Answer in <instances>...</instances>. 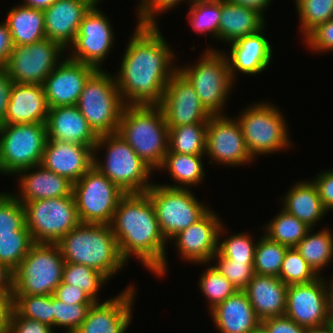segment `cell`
Instances as JSON below:
<instances>
[{
	"mask_svg": "<svg viewBox=\"0 0 333 333\" xmlns=\"http://www.w3.org/2000/svg\"><path fill=\"white\" fill-rule=\"evenodd\" d=\"M210 312L220 333H251L261 324L243 290H238Z\"/></svg>",
	"mask_w": 333,
	"mask_h": 333,
	"instance_id": "f1b7e54d",
	"label": "cell"
},
{
	"mask_svg": "<svg viewBox=\"0 0 333 333\" xmlns=\"http://www.w3.org/2000/svg\"><path fill=\"white\" fill-rule=\"evenodd\" d=\"M41 165L74 184L93 166V149L79 143L48 139Z\"/></svg>",
	"mask_w": 333,
	"mask_h": 333,
	"instance_id": "7402d4cb",
	"label": "cell"
},
{
	"mask_svg": "<svg viewBox=\"0 0 333 333\" xmlns=\"http://www.w3.org/2000/svg\"><path fill=\"white\" fill-rule=\"evenodd\" d=\"M48 112L43 85L13 83L4 124L46 123Z\"/></svg>",
	"mask_w": 333,
	"mask_h": 333,
	"instance_id": "4316f807",
	"label": "cell"
},
{
	"mask_svg": "<svg viewBox=\"0 0 333 333\" xmlns=\"http://www.w3.org/2000/svg\"><path fill=\"white\" fill-rule=\"evenodd\" d=\"M101 1L96 2L83 17L74 43L69 47L72 55H68L70 59L97 70L103 69L101 64L108 57L115 39L109 17L97 6Z\"/></svg>",
	"mask_w": 333,
	"mask_h": 333,
	"instance_id": "9a60e30c",
	"label": "cell"
},
{
	"mask_svg": "<svg viewBox=\"0 0 333 333\" xmlns=\"http://www.w3.org/2000/svg\"><path fill=\"white\" fill-rule=\"evenodd\" d=\"M0 291L14 292V272L3 263H0Z\"/></svg>",
	"mask_w": 333,
	"mask_h": 333,
	"instance_id": "91938a15",
	"label": "cell"
},
{
	"mask_svg": "<svg viewBox=\"0 0 333 333\" xmlns=\"http://www.w3.org/2000/svg\"><path fill=\"white\" fill-rule=\"evenodd\" d=\"M294 184L282 200V209L313 228L327 214L317 187L310 180L299 181Z\"/></svg>",
	"mask_w": 333,
	"mask_h": 333,
	"instance_id": "4dcf8cb0",
	"label": "cell"
},
{
	"mask_svg": "<svg viewBox=\"0 0 333 333\" xmlns=\"http://www.w3.org/2000/svg\"><path fill=\"white\" fill-rule=\"evenodd\" d=\"M225 1L232 4H238L247 8H251L253 10L258 11L264 16L265 15L264 10L266 11V9L271 4L272 0H225Z\"/></svg>",
	"mask_w": 333,
	"mask_h": 333,
	"instance_id": "94428289",
	"label": "cell"
},
{
	"mask_svg": "<svg viewBox=\"0 0 333 333\" xmlns=\"http://www.w3.org/2000/svg\"><path fill=\"white\" fill-rule=\"evenodd\" d=\"M13 293L0 291V333L9 332V321L14 302Z\"/></svg>",
	"mask_w": 333,
	"mask_h": 333,
	"instance_id": "6f0895ef",
	"label": "cell"
},
{
	"mask_svg": "<svg viewBox=\"0 0 333 333\" xmlns=\"http://www.w3.org/2000/svg\"><path fill=\"white\" fill-rule=\"evenodd\" d=\"M185 0H140L137 7V23L142 26H157V14L173 9ZM187 1V0H186ZM193 0H188V2ZM139 9V10H138ZM163 12V13H162Z\"/></svg>",
	"mask_w": 333,
	"mask_h": 333,
	"instance_id": "681fc988",
	"label": "cell"
},
{
	"mask_svg": "<svg viewBox=\"0 0 333 333\" xmlns=\"http://www.w3.org/2000/svg\"><path fill=\"white\" fill-rule=\"evenodd\" d=\"M326 282L319 276L308 283L288 285L284 315L304 328L328 324Z\"/></svg>",
	"mask_w": 333,
	"mask_h": 333,
	"instance_id": "d6986e66",
	"label": "cell"
},
{
	"mask_svg": "<svg viewBox=\"0 0 333 333\" xmlns=\"http://www.w3.org/2000/svg\"><path fill=\"white\" fill-rule=\"evenodd\" d=\"M164 238L171 242L179 232L201 219L211 208L204 206L189 189L170 188L156 182L146 191Z\"/></svg>",
	"mask_w": 333,
	"mask_h": 333,
	"instance_id": "7c38bea8",
	"label": "cell"
},
{
	"mask_svg": "<svg viewBox=\"0 0 333 333\" xmlns=\"http://www.w3.org/2000/svg\"><path fill=\"white\" fill-rule=\"evenodd\" d=\"M34 244L26 225L13 234L0 235V263L15 270Z\"/></svg>",
	"mask_w": 333,
	"mask_h": 333,
	"instance_id": "ab89813d",
	"label": "cell"
},
{
	"mask_svg": "<svg viewBox=\"0 0 333 333\" xmlns=\"http://www.w3.org/2000/svg\"><path fill=\"white\" fill-rule=\"evenodd\" d=\"M236 119L253 159L287 150L291 146L288 124L281 110L272 103L263 101L251 104Z\"/></svg>",
	"mask_w": 333,
	"mask_h": 333,
	"instance_id": "52a82bcc",
	"label": "cell"
},
{
	"mask_svg": "<svg viewBox=\"0 0 333 333\" xmlns=\"http://www.w3.org/2000/svg\"><path fill=\"white\" fill-rule=\"evenodd\" d=\"M295 5L304 38L318 25L333 18V0H295Z\"/></svg>",
	"mask_w": 333,
	"mask_h": 333,
	"instance_id": "60d3db41",
	"label": "cell"
},
{
	"mask_svg": "<svg viewBox=\"0 0 333 333\" xmlns=\"http://www.w3.org/2000/svg\"><path fill=\"white\" fill-rule=\"evenodd\" d=\"M99 0H56L44 9L46 38L65 50L74 43L81 21Z\"/></svg>",
	"mask_w": 333,
	"mask_h": 333,
	"instance_id": "603a6c76",
	"label": "cell"
},
{
	"mask_svg": "<svg viewBox=\"0 0 333 333\" xmlns=\"http://www.w3.org/2000/svg\"><path fill=\"white\" fill-rule=\"evenodd\" d=\"M5 19L14 45H28L46 38L42 9L19 4L9 10Z\"/></svg>",
	"mask_w": 333,
	"mask_h": 333,
	"instance_id": "1f68e13d",
	"label": "cell"
},
{
	"mask_svg": "<svg viewBox=\"0 0 333 333\" xmlns=\"http://www.w3.org/2000/svg\"><path fill=\"white\" fill-rule=\"evenodd\" d=\"M251 333H269V332L267 331V329L262 324H260Z\"/></svg>",
	"mask_w": 333,
	"mask_h": 333,
	"instance_id": "03108f58",
	"label": "cell"
},
{
	"mask_svg": "<svg viewBox=\"0 0 333 333\" xmlns=\"http://www.w3.org/2000/svg\"><path fill=\"white\" fill-rule=\"evenodd\" d=\"M109 281L101 272L81 264L65 262L62 282L84 290L95 302H99L97 293Z\"/></svg>",
	"mask_w": 333,
	"mask_h": 333,
	"instance_id": "f35d334b",
	"label": "cell"
},
{
	"mask_svg": "<svg viewBox=\"0 0 333 333\" xmlns=\"http://www.w3.org/2000/svg\"><path fill=\"white\" fill-rule=\"evenodd\" d=\"M205 155L209 164L232 166L246 165L254 161L249 153L241 126L237 119L226 114L211 115L207 123Z\"/></svg>",
	"mask_w": 333,
	"mask_h": 333,
	"instance_id": "2e32d148",
	"label": "cell"
},
{
	"mask_svg": "<svg viewBox=\"0 0 333 333\" xmlns=\"http://www.w3.org/2000/svg\"><path fill=\"white\" fill-rule=\"evenodd\" d=\"M118 296L94 302L75 333H125L132 320L136 289L127 285Z\"/></svg>",
	"mask_w": 333,
	"mask_h": 333,
	"instance_id": "ffe728a7",
	"label": "cell"
},
{
	"mask_svg": "<svg viewBox=\"0 0 333 333\" xmlns=\"http://www.w3.org/2000/svg\"><path fill=\"white\" fill-rule=\"evenodd\" d=\"M203 157L204 155L167 152L165 159L158 170L160 172H163L164 170L168 171V174L172 178L171 180L176 184H163V186L189 189L191 186L201 184L206 175L203 168Z\"/></svg>",
	"mask_w": 333,
	"mask_h": 333,
	"instance_id": "d6a6232c",
	"label": "cell"
},
{
	"mask_svg": "<svg viewBox=\"0 0 333 333\" xmlns=\"http://www.w3.org/2000/svg\"><path fill=\"white\" fill-rule=\"evenodd\" d=\"M110 226L126 262L135 256L152 274L158 277L167 274V240L147 193L125 194L118 203Z\"/></svg>",
	"mask_w": 333,
	"mask_h": 333,
	"instance_id": "7a4b0ae2",
	"label": "cell"
},
{
	"mask_svg": "<svg viewBox=\"0 0 333 333\" xmlns=\"http://www.w3.org/2000/svg\"><path fill=\"white\" fill-rule=\"evenodd\" d=\"M304 42L312 52L333 51V18L313 29L304 38Z\"/></svg>",
	"mask_w": 333,
	"mask_h": 333,
	"instance_id": "f907efd6",
	"label": "cell"
},
{
	"mask_svg": "<svg viewBox=\"0 0 333 333\" xmlns=\"http://www.w3.org/2000/svg\"><path fill=\"white\" fill-rule=\"evenodd\" d=\"M269 333H305L306 328L299 326L292 319L284 316L271 317L261 321Z\"/></svg>",
	"mask_w": 333,
	"mask_h": 333,
	"instance_id": "11a10c76",
	"label": "cell"
},
{
	"mask_svg": "<svg viewBox=\"0 0 333 333\" xmlns=\"http://www.w3.org/2000/svg\"><path fill=\"white\" fill-rule=\"evenodd\" d=\"M103 147L106 148L104 162L96 156ZM93 166L126 194L146 193L153 184L148 178L153 176L154 170L136 154L119 133L98 137L93 149Z\"/></svg>",
	"mask_w": 333,
	"mask_h": 333,
	"instance_id": "5b68a950",
	"label": "cell"
},
{
	"mask_svg": "<svg viewBox=\"0 0 333 333\" xmlns=\"http://www.w3.org/2000/svg\"><path fill=\"white\" fill-rule=\"evenodd\" d=\"M260 31L239 38L229 43V50L225 53L232 79L236 81L237 73L256 75L268 68L272 60V46Z\"/></svg>",
	"mask_w": 333,
	"mask_h": 333,
	"instance_id": "cb8c5ba5",
	"label": "cell"
},
{
	"mask_svg": "<svg viewBox=\"0 0 333 333\" xmlns=\"http://www.w3.org/2000/svg\"><path fill=\"white\" fill-rule=\"evenodd\" d=\"M96 70L66 55L43 83L49 108L76 105L85 82Z\"/></svg>",
	"mask_w": 333,
	"mask_h": 333,
	"instance_id": "44dd1931",
	"label": "cell"
},
{
	"mask_svg": "<svg viewBox=\"0 0 333 333\" xmlns=\"http://www.w3.org/2000/svg\"><path fill=\"white\" fill-rule=\"evenodd\" d=\"M64 51L58 42L48 38L28 45H14L5 69L13 83L43 85L64 58Z\"/></svg>",
	"mask_w": 333,
	"mask_h": 333,
	"instance_id": "5bb4252c",
	"label": "cell"
},
{
	"mask_svg": "<svg viewBox=\"0 0 333 333\" xmlns=\"http://www.w3.org/2000/svg\"><path fill=\"white\" fill-rule=\"evenodd\" d=\"M216 269L224 275L237 290H244L255 275L254 262L232 261L216 252L212 258Z\"/></svg>",
	"mask_w": 333,
	"mask_h": 333,
	"instance_id": "c3c4849f",
	"label": "cell"
},
{
	"mask_svg": "<svg viewBox=\"0 0 333 333\" xmlns=\"http://www.w3.org/2000/svg\"><path fill=\"white\" fill-rule=\"evenodd\" d=\"M14 48L11 33L6 22L0 23V68L5 67Z\"/></svg>",
	"mask_w": 333,
	"mask_h": 333,
	"instance_id": "680465c9",
	"label": "cell"
},
{
	"mask_svg": "<svg viewBox=\"0 0 333 333\" xmlns=\"http://www.w3.org/2000/svg\"><path fill=\"white\" fill-rule=\"evenodd\" d=\"M318 277L295 247L287 249L279 273L286 285L308 283Z\"/></svg>",
	"mask_w": 333,
	"mask_h": 333,
	"instance_id": "ee69618b",
	"label": "cell"
},
{
	"mask_svg": "<svg viewBox=\"0 0 333 333\" xmlns=\"http://www.w3.org/2000/svg\"><path fill=\"white\" fill-rule=\"evenodd\" d=\"M189 4L187 16L193 31L201 35L209 33L218 40L221 0H193Z\"/></svg>",
	"mask_w": 333,
	"mask_h": 333,
	"instance_id": "8d00e7d4",
	"label": "cell"
},
{
	"mask_svg": "<svg viewBox=\"0 0 333 333\" xmlns=\"http://www.w3.org/2000/svg\"><path fill=\"white\" fill-rule=\"evenodd\" d=\"M65 260L57 244L34 243L14 272L13 295H53Z\"/></svg>",
	"mask_w": 333,
	"mask_h": 333,
	"instance_id": "9c48e42d",
	"label": "cell"
},
{
	"mask_svg": "<svg viewBox=\"0 0 333 333\" xmlns=\"http://www.w3.org/2000/svg\"><path fill=\"white\" fill-rule=\"evenodd\" d=\"M266 18L251 8L221 0L218 41L231 43L265 28Z\"/></svg>",
	"mask_w": 333,
	"mask_h": 333,
	"instance_id": "f546056e",
	"label": "cell"
},
{
	"mask_svg": "<svg viewBox=\"0 0 333 333\" xmlns=\"http://www.w3.org/2000/svg\"><path fill=\"white\" fill-rule=\"evenodd\" d=\"M198 283L203 296L208 299L209 311L238 291L214 265L204 270Z\"/></svg>",
	"mask_w": 333,
	"mask_h": 333,
	"instance_id": "b9f144b4",
	"label": "cell"
},
{
	"mask_svg": "<svg viewBox=\"0 0 333 333\" xmlns=\"http://www.w3.org/2000/svg\"><path fill=\"white\" fill-rule=\"evenodd\" d=\"M257 242L247 232L232 234L219 243L217 252L232 261L254 262Z\"/></svg>",
	"mask_w": 333,
	"mask_h": 333,
	"instance_id": "7dc6e473",
	"label": "cell"
},
{
	"mask_svg": "<svg viewBox=\"0 0 333 333\" xmlns=\"http://www.w3.org/2000/svg\"><path fill=\"white\" fill-rule=\"evenodd\" d=\"M93 304H67L53 296V329L66 328V333H75L87 317Z\"/></svg>",
	"mask_w": 333,
	"mask_h": 333,
	"instance_id": "bcb514c9",
	"label": "cell"
},
{
	"mask_svg": "<svg viewBox=\"0 0 333 333\" xmlns=\"http://www.w3.org/2000/svg\"><path fill=\"white\" fill-rule=\"evenodd\" d=\"M13 81L10 79L5 67L0 68V126L4 125V120L10 101V94Z\"/></svg>",
	"mask_w": 333,
	"mask_h": 333,
	"instance_id": "9f6ffc18",
	"label": "cell"
},
{
	"mask_svg": "<svg viewBox=\"0 0 333 333\" xmlns=\"http://www.w3.org/2000/svg\"><path fill=\"white\" fill-rule=\"evenodd\" d=\"M56 244L65 262L91 267L108 280L127 265L110 224L81 222Z\"/></svg>",
	"mask_w": 333,
	"mask_h": 333,
	"instance_id": "3957f363",
	"label": "cell"
},
{
	"mask_svg": "<svg viewBox=\"0 0 333 333\" xmlns=\"http://www.w3.org/2000/svg\"><path fill=\"white\" fill-rule=\"evenodd\" d=\"M53 296L67 304H93L95 301L81 288L61 282Z\"/></svg>",
	"mask_w": 333,
	"mask_h": 333,
	"instance_id": "f5cc1de1",
	"label": "cell"
},
{
	"mask_svg": "<svg viewBox=\"0 0 333 333\" xmlns=\"http://www.w3.org/2000/svg\"><path fill=\"white\" fill-rule=\"evenodd\" d=\"M13 308L23 317L53 328V295H13Z\"/></svg>",
	"mask_w": 333,
	"mask_h": 333,
	"instance_id": "7bdbcfd3",
	"label": "cell"
},
{
	"mask_svg": "<svg viewBox=\"0 0 333 333\" xmlns=\"http://www.w3.org/2000/svg\"><path fill=\"white\" fill-rule=\"evenodd\" d=\"M286 285L279 277L255 274L243 290L256 313L263 321L284 316L287 300Z\"/></svg>",
	"mask_w": 333,
	"mask_h": 333,
	"instance_id": "83f0119b",
	"label": "cell"
},
{
	"mask_svg": "<svg viewBox=\"0 0 333 333\" xmlns=\"http://www.w3.org/2000/svg\"><path fill=\"white\" fill-rule=\"evenodd\" d=\"M21 5L35 8V9H46L51 6L56 0H23Z\"/></svg>",
	"mask_w": 333,
	"mask_h": 333,
	"instance_id": "6125c7cd",
	"label": "cell"
},
{
	"mask_svg": "<svg viewBox=\"0 0 333 333\" xmlns=\"http://www.w3.org/2000/svg\"><path fill=\"white\" fill-rule=\"evenodd\" d=\"M26 225L24 205L10 192L0 193V235L13 234Z\"/></svg>",
	"mask_w": 333,
	"mask_h": 333,
	"instance_id": "f6af8a7d",
	"label": "cell"
},
{
	"mask_svg": "<svg viewBox=\"0 0 333 333\" xmlns=\"http://www.w3.org/2000/svg\"><path fill=\"white\" fill-rule=\"evenodd\" d=\"M175 52L159 26L137 24L122 56L116 83L126 105L159 106L164 91L178 66Z\"/></svg>",
	"mask_w": 333,
	"mask_h": 333,
	"instance_id": "6da1fadb",
	"label": "cell"
},
{
	"mask_svg": "<svg viewBox=\"0 0 333 333\" xmlns=\"http://www.w3.org/2000/svg\"><path fill=\"white\" fill-rule=\"evenodd\" d=\"M178 67L194 87L202 105L212 114H225L223 107L235 84L225 53L209 47L197 64Z\"/></svg>",
	"mask_w": 333,
	"mask_h": 333,
	"instance_id": "ba28073f",
	"label": "cell"
},
{
	"mask_svg": "<svg viewBox=\"0 0 333 333\" xmlns=\"http://www.w3.org/2000/svg\"><path fill=\"white\" fill-rule=\"evenodd\" d=\"M17 175L20 193H14V196L22 204L34 200L69 196L73 191L72 182L45 169L41 164L21 170Z\"/></svg>",
	"mask_w": 333,
	"mask_h": 333,
	"instance_id": "d4e9b609",
	"label": "cell"
},
{
	"mask_svg": "<svg viewBox=\"0 0 333 333\" xmlns=\"http://www.w3.org/2000/svg\"><path fill=\"white\" fill-rule=\"evenodd\" d=\"M168 127V152L205 155L207 123Z\"/></svg>",
	"mask_w": 333,
	"mask_h": 333,
	"instance_id": "d590c367",
	"label": "cell"
},
{
	"mask_svg": "<svg viewBox=\"0 0 333 333\" xmlns=\"http://www.w3.org/2000/svg\"><path fill=\"white\" fill-rule=\"evenodd\" d=\"M215 213L209 210L201 219L172 238L181 258L205 266L212 261L218 250V242L222 241L221 235L226 233L225 225Z\"/></svg>",
	"mask_w": 333,
	"mask_h": 333,
	"instance_id": "e0dca14e",
	"label": "cell"
},
{
	"mask_svg": "<svg viewBox=\"0 0 333 333\" xmlns=\"http://www.w3.org/2000/svg\"><path fill=\"white\" fill-rule=\"evenodd\" d=\"M311 228L295 247L314 272L321 276L333 259V233L329 228L313 233Z\"/></svg>",
	"mask_w": 333,
	"mask_h": 333,
	"instance_id": "836d02e7",
	"label": "cell"
},
{
	"mask_svg": "<svg viewBox=\"0 0 333 333\" xmlns=\"http://www.w3.org/2000/svg\"><path fill=\"white\" fill-rule=\"evenodd\" d=\"M23 205L26 227L34 243L56 244L81 223L73 193L65 197L29 201Z\"/></svg>",
	"mask_w": 333,
	"mask_h": 333,
	"instance_id": "8fae6325",
	"label": "cell"
},
{
	"mask_svg": "<svg viewBox=\"0 0 333 333\" xmlns=\"http://www.w3.org/2000/svg\"><path fill=\"white\" fill-rule=\"evenodd\" d=\"M312 181L317 187L325 210L327 212L333 210V170L322 171Z\"/></svg>",
	"mask_w": 333,
	"mask_h": 333,
	"instance_id": "db71d44e",
	"label": "cell"
},
{
	"mask_svg": "<svg viewBox=\"0 0 333 333\" xmlns=\"http://www.w3.org/2000/svg\"><path fill=\"white\" fill-rule=\"evenodd\" d=\"M305 333H331L330 327L328 324L320 327L306 328Z\"/></svg>",
	"mask_w": 333,
	"mask_h": 333,
	"instance_id": "e7e4bbea",
	"label": "cell"
},
{
	"mask_svg": "<svg viewBox=\"0 0 333 333\" xmlns=\"http://www.w3.org/2000/svg\"><path fill=\"white\" fill-rule=\"evenodd\" d=\"M264 235L288 248L296 247L311 229L294 215L284 209L263 226Z\"/></svg>",
	"mask_w": 333,
	"mask_h": 333,
	"instance_id": "e575fe53",
	"label": "cell"
},
{
	"mask_svg": "<svg viewBox=\"0 0 333 333\" xmlns=\"http://www.w3.org/2000/svg\"><path fill=\"white\" fill-rule=\"evenodd\" d=\"M125 105L115 76L103 69L87 79L76 103L98 136L117 133Z\"/></svg>",
	"mask_w": 333,
	"mask_h": 333,
	"instance_id": "8992f818",
	"label": "cell"
},
{
	"mask_svg": "<svg viewBox=\"0 0 333 333\" xmlns=\"http://www.w3.org/2000/svg\"><path fill=\"white\" fill-rule=\"evenodd\" d=\"M117 133L153 170L161 167L168 152L169 127L159 106L125 105Z\"/></svg>",
	"mask_w": 333,
	"mask_h": 333,
	"instance_id": "277c9868",
	"label": "cell"
},
{
	"mask_svg": "<svg viewBox=\"0 0 333 333\" xmlns=\"http://www.w3.org/2000/svg\"><path fill=\"white\" fill-rule=\"evenodd\" d=\"M72 193L80 222L98 224L111 223L126 194L94 166L73 184Z\"/></svg>",
	"mask_w": 333,
	"mask_h": 333,
	"instance_id": "4fadbf2b",
	"label": "cell"
},
{
	"mask_svg": "<svg viewBox=\"0 0 333 333\" xmlns=\"http://www.w3.org/2000/svg\"><path fill=\"white\" fill-rule=\"evenodd\" d=\"M328 325L330 327L331 333H333V320H329Z\"/></svg>",
	"mask_w": 333,
	"mask_h": 333,
	"instance_id": "003e7915",
	"label": "cell"
},
{
	"mask_svg": "<svg viewBox=\"0 0 333 333\" xmlns=\"http://www.w3.org/2000/svg\"><path fill=\"white\" fill-rule=\"evenodd\" d=\"M45 124L48 139L79 143L94 149L99 137L76 105L49 108Z\"/></svg>",
	"mask_w": 333,
	"mask_h": 333,
	"instance_id": "484cf974",
	"label": "cell"
},
{
	"mask_svg": "<svg viewBox=\"0 0 333 333\" xmlns=\"http://www.w3.org/2000/svg\"><path fill=\"white\" fill-rule=\"evenodd\" d=\"M8 333H54L53 328L37 320L21 316L14 308L9 321Z\"/></svg>",
	"mask_w": 333,
	"mask_h": 333,
	"instance_id": "816d5d0a",
	"label": "cell"
},
{
	"mask_svg": "<svg viewBox=\"0 0 333 333\" xmlns=\"http://www.w3.org/2000/svg\"><path fill=\"white\" fill-rule=\"evenodd\" d=\"M260 238L255 248L254 272L257 275L279 277L283 258L288 247L270 240L266 235Z\"/></svg>",
	"mask_w": 333,
	"mask_h": 333,
	"instance_id": "74e56055",
	"label": "cell"
},
{
	"mask_svg": "<svg viewBox=\"0 0 333 333\" xmlns=\"http://www.w3.org/2000/svg\"><path fill=\"white\" fill-rule=\"evenodd\" d=\"M159 107L168 126L208 123L212 115L202 105L192 84L179 70L170 78Z\"/></svg>",
	"mask_w": 333,
	"mask_h": 333,
	"instance_id": "ac0fdd59",
	"label": "cell"
},
{
	"mask_svg": "<svg viewBox=\"0 0 333 333\" xmlns=\"http://www.w3.org/2000/svg\"><path fill=\"white\" fill-rule=\"evenodd\" d=\"M330 285H329V284ZM327 283L326 295H327V315L329 320H333V282Z\"/></svg>",
	"mask_w": 333,
	"mask_h": 333,
	"instance_id": "be15d7a7",
	"label": "cell"
},
{
	"mask_svg": "<svg viewBox=\"0 0 333 333\" xmlns=\"http://www.w3.org/2000/svg\"><path fill=\"white\" fill-rule=\"evenodd\" d=\"M48 140L45 123L0 126V174L15 175L41 164Z\"/></svg>",
	"mask_w": 333,
	"mask_h": 333,
	"instance_id": "30bf717a",
	"label": "cell"
}]
</instances>
